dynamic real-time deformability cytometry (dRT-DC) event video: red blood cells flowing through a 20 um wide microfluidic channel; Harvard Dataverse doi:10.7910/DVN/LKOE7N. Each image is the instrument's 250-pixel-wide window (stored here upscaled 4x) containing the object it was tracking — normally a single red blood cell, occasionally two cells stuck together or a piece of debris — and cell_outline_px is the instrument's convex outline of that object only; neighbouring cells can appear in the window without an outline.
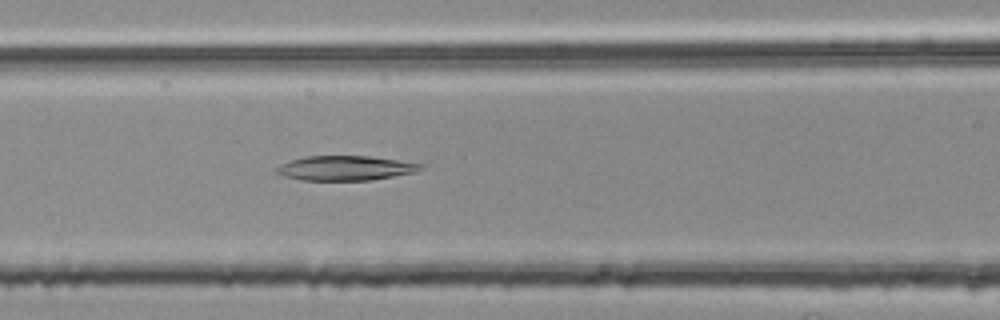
{"species": "common noctule bat (a hibernating species)", "species_latin": "Nyctalus noctula", "temperature_condition": "room temperature", "stored_images_in_passage": 41, "camera_frame_rate_fps": 3000, "um_per_image_px": 0.085, "animal": {"sex": "female", "body_mass_g": 25.1}, "frame": {"image": 1, "passage_image": 10, "time_ms": 3.0, "image_size_px": [1000, 320], "cell_outline_px": [[424, 168], [416, 172], [372, 180], [300, 180], [284, 176], [276, 172], [276, 168], [280, 164], [304, 156], [368, 156], [424, 164]], "centroid_in_image_um": [29.37, 14.29], "position_along_channel_um": 137.2, "area_um2": 20.63}}
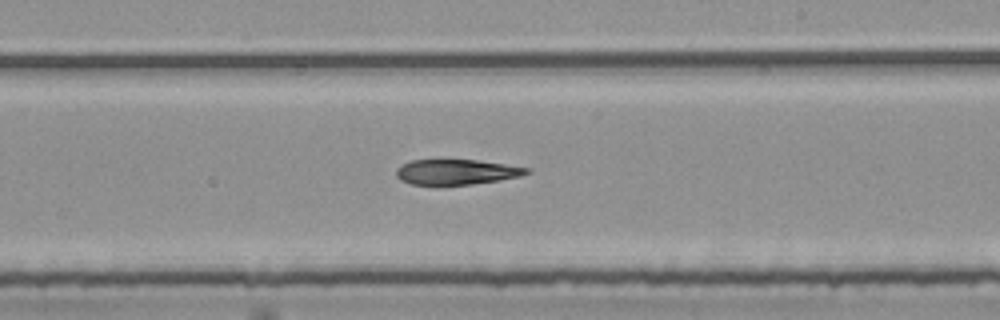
{"frame": {"image": 2, "passage_image": 19, "time_ms": 6.0, "image_size_px": [1000, 320], "cell_outline_px": [[532, 172], [520, 176], [500, 180], [444, 188], [436, 188], [412, 184], [400, 180], [396, 176], [396, 168], [400, 164], [412, 160], [480, 160], [528, 168]], "centroid_in_image_um": [38.72, 14.66], "position_along_channel_um": 250.3, "area_um2": 20.06}}
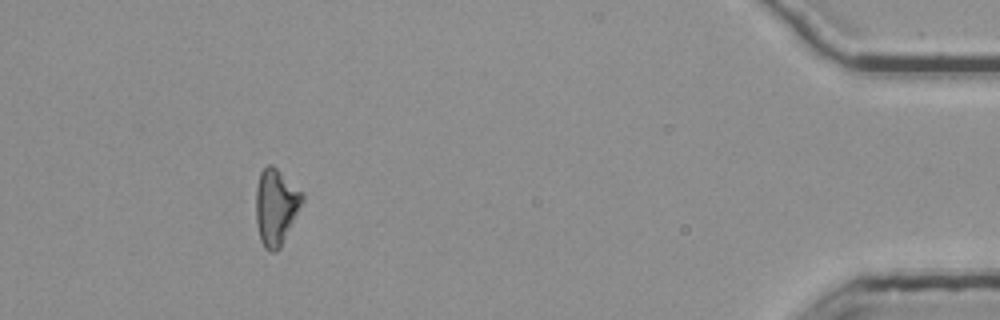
{"frame": {"image": 3, "passage_image": 37, "time_ms": 12.0, "image_size_px": [1000, 320], "cell_outline_px": [[304, 200], [280, 248], [276, 252], [268, 252], [264, 248], [260, 240], [256, 224], [256, 188], [260, 172], [268, 164], [272, 164], [304, 196]], "centroid_in_image_um": [23.42, 17.62], "position_along_channel_um": 411.8, "area_um2": 20.35}}